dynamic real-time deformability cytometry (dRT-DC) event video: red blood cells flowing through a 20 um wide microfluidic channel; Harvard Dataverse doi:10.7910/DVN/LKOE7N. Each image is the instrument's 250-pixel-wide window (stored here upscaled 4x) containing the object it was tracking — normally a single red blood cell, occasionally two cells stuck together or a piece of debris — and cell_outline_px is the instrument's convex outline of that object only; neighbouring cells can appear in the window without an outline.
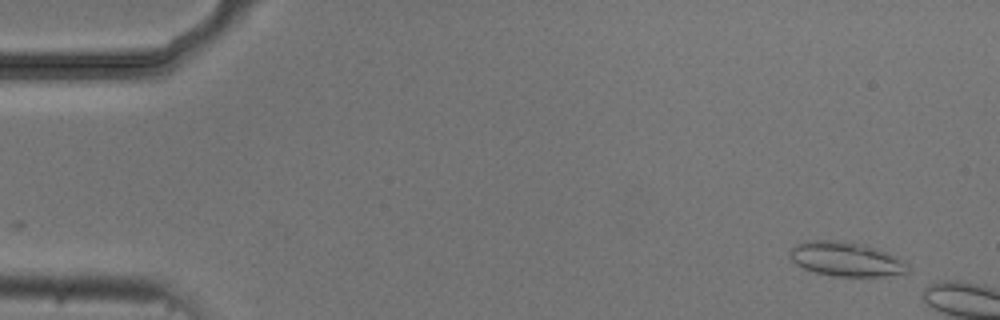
{"species": "common noctule bat (a hibernating species)", "species_latin": "Nyctalus noctula", "temperature_condition": "cold", "stored_images_in_passage": 2, "camera_frame_rate_fps": 3000, "um_per_image_px": 0.085, "animal": {"sex": "male", "body_mass_g": 20.5, "forearm_length_mm": 52.5}, "frame": {"image": 1, "passage_image": 1, "time_ms": 0.0, "image_size_px": [1000, 320], "cell_outline_px": [[908, 272], [880, 276], [836, 276], [816, 272], [804, 268], [796, 264], [788, 256], [788, 252], [796, 244], [808, 240], [836, 240], [864, 244], [888, 252], [904, 260], [908, 264]], "centroid_in_image_um": [71.9, 22.01], "position_along_channel_um": 13.1, "area_um2": 23.58}}